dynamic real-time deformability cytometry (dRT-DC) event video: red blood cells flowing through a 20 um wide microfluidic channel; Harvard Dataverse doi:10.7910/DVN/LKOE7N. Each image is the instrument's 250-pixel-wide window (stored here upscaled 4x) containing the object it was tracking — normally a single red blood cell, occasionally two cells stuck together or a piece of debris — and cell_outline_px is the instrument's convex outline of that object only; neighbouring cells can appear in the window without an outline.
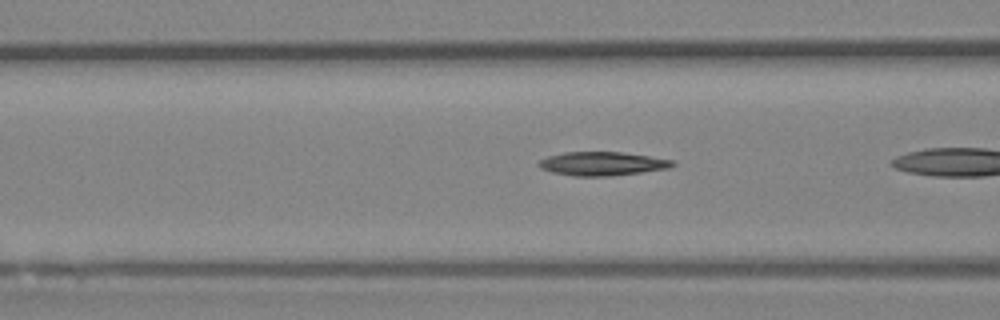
{"species": "Egyptian fruit bat (a non-hibernating species)", "species_latin": "Rousettus aegyptiacus", "temperature_condition": "room temperature", "stored_images_in_passage": 24, "camera_frame_rate_fps": 3000, "um_per_image_px": 0.085, "animal": {"sex": "female"}, "frame": {"image": 1, "passage_image": 4, "time_ms": 1.0, "image_size_px": [1000, 320], "cell_outline_px": [[676, 164], [668, 168], [612, 176], [572, 176], [552, 172], [540, 168], [536, 164], [540, 160], [548, 156], [564, 152], [620, 152], [676, 160]], "centroid_in_image_um": [51.17, 13.91], "position_along_channel_um": 115.4, "area_um2": 18.5}}